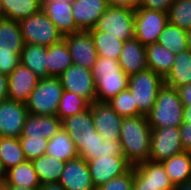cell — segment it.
<instances>
[{
	"instance_id": "6",
	"label": "cell",
	"mask_w": 191,
	"mask_h": 190,
	"mask_svg": "<svg viewBox=\"0 0 191 190\" xmlns=\"http://www.w3.org/2000/svg\"><path fill=\"white\" fill-rule=\"evenodd\" d=\"M19 24L24 43L48 47L63 39V35L42 9L25 19H21Z\"/></svg>"
},
{
	"instance_id": "56",
	"label": "cell",
	"mask_w": 191,
	"mask_h": 190,
	"mask_svg": "<svg viewBox=\"0 0 191 190\" xmlns=\"http://www.w3.org/2000/svg\"><path fill=\"white\" fill-rule=\"evenodd\" d=\"M0 190H9L6 185L0 186Z\"/></svg>"
},
{
	"instance_id": "32",
	"label": "cell",
	"mask_w": 191,
	"mask_h": 190,
	"mask_svg": "<svg viewBox=\"0 0 191 190\" xmlns=\"http://www.w3.org/2000/svg\"><path fill=\"white\" fill-rule=\"evenodd\" d=\"M37 173L40 184L58 182L64 169L65 162L47 154L31 161Z\"/></svg>"
},
{
	"instance_id": "43",
	"label": "cell",
	"mask_w": 191,
	"mask_h": 190,
	"mask_svg": "<svg viewBox=\"0 0 191 190\" xmlns=\"http://www.w3.org/2000/svg\"><path fill=\"white\" fill-rule=\"evenodd\" d=\"M174 0H139L137 8L158 10L168 13Z\"/></svg>"
},
{
	"instance_id": "4",
	"label": "cell",
	"mask_w": 191,
	"mask_h": 190,
	"mask_svg": "<svg viewBox=\"0 0 191 190\" xmlns=\"http://www.w3.org/2000/svg\"><path fill=\"white\" fill-rule=\"evenodd\" d=\"M59 77L40 79L26 103L29 114L56 115L63 94Z\"/></svg>"
},
{
	"instance_id": "39",
	"label": "cell",
	"mask_w": 191,
	"mask_h": 190,
	"mask_svg": "<svg viewBox=\"0 0 191 190\" xmlns=\"http://www.w3.org/2000/svg\"><path fill=\"white\" fill-rule=\"evenodd\" d=\"M167 14L169 23L186 31L191 29V0H174Z\"/></svg>"
},
{
	"instance_id": "35",
	"label": "cell",
	"mask_w": 191,
	"mask_h": 190,
	"mask_svg": "<svg viewBox=\"0 0 191 190\" xmlns=\"http://www.w3.org/2000/svg\"><path fill=\"white\" fill-rule=\"evenodd\" d=\"M5 18L20 21L42 9L41 0H1Z\"/></svg>"
},
{
	"instance_id": "30",
	"label": "cell",
	"mask_w": 191,
	"mask_h": 190,
	"mask_svg": "<svg viewBox=\"0 0 191 190\" xmlns=\"http://www.w3.org/2000/svg\"><path fill=\"white\" fill-rule=\"evenodd\" d=\"M5 185L40 188L41 184L31 161L26 160L6 171Z\"/></svg>"
},
{
	"instance_id": "48",
	"label": "cell",
	"mask_w": 191,
	"mask_h": 190,
	"mask_svg": "<svg viewBox=\"0 0 191 190\" xmlns=\"http://www.w3.org/2000/svg\"><path fill=\"white\" fill-rule=\"evenodd\" d=\"M8 98V78L0 73V101Z\"/></svg>"
},
{
	"instance_id": "12",
	"label": "cell",
	"mask_w": 191,
	"mask_h": 190,
	"mask_svg": "<svg viewBox=\"0 0 191 190\" xmlns=\"http://www.w3.org/2000/svg\"><path fill=\"white\" fill-rule=\"evenodd\" d=\"M28 115L25 103L8 98L0 101V137L19 138Z\"/></svg>"
},
{
	"instance_id": "29",
	"label": "cell",
	"mask_w": 191,
	"mask_h": 190,
	"mask_svg": "<svg viewBox=\"0 0 191 190\" xmlns=\"http://www.w3.org/2000/svg\"><path fill=\"white\" fill-rule=\"evenodd\" d=\"M46 154L64 162L79 156L75 142L63 128L48 141Z\"/></svg>"
},
{
	"instance_id": "40",
	"label": "cell",
	"mask_w": 191,
	"mask_h": 190,
	"mask_svg": "<svg viewBox=\"0 0 191 190\" xmlns=\"http://www.w3.org/2000/svg\"><path fill=\"white\" fill-rule=\"evenodd\" d=\"M24 155L27 160L32 161L41 155L46 154L48 139L42 137H19Z\"/></svg>"
},
{
	"instance_id": "33",
	"label": "cell",
	"mask_w": 191,
	"mask_h": 190,
	"mask_svg": "<svg viewBox=\"0 0 191 190\" xmlns=\"http://www.w3.org/2000/svg\"><path fill=\"white\" fill-rule=\"evenodd\" d=\"M26 160L19 138L0 137V162L6 171Z\"/></svg>"
},
{
	"instance_id": "52",
	"label": "cell",
	"mask_w": 191,
	"mask_h": 190,
	"mask_svg": "<svg viewBox=\"0 0 191 190\" xmlns=\"http://www.w3.org/2000/svg\"><path fill=\"white\" fill-rule=\"evenodd\" d=\"M6 181V170L3 168L2 163L0 162V186L5 185Z\"/></svg>"
},
{
	"instance_id": "28",
	"label": "cell",
	"mask_w": 191,
	"mask_h": 190,
	"mask_svg": "<svg viewBox=\"0 0 191 190\" xmlns=\"http://www.w3.org/2000/svg\"><path fill=\"white\" fill-rule=\"evenodd\" d=\"M133 171L143 180V185L174 186L161 162L147 160L133 166Z\"/></svg>"
},
{
	"instance_id": "10",
	"label": "cell",
	"mask_w": 191,
	"mask_h": 190,
	"mask_svg": "<svg viewBox=\"0 0 191 190\" xmlns=\"http://www.w3.org/2000/svg\"><path fill=\"white\" fill-rule=\"evenodd\" d=\"M59 78L64 90L79 95L90 104L96 101V87L92 70L72 64Z\"/></svg>"
},
{
	"instance_id": "47",
	"label": "cell",
	"mask_w": 191,
	"mask_h": 190,
	"mask_svg": "<svg viewBox=\"0 0 191 190\" xmlns=\"http://www.w3.org/2000/svg\"><path fill=\"white\" fill-rule=\"evenodd\" d=\"M139 0H107L108 6L136 9Z\"/></svg>"
},
{
	"instance_id": "26",
	"label": "cell",
	"mask_w": 191,
	"mask_h": 190,
	"mask_svg": "<svg viewBox=\"0 0 191 190\" xmlns=\"http://www.w3.org/2000/svg\"><path fill=\"white\" fill-rule=\"evenodd\" d=\"M72 64V57L64 39L47 47L46 66L49 77H59Z\"/></svg>"
},
{
	"instance_id": "54",
	"label": "cell",
	"mask_w": 191,
	"mask_h": 190,
	"mask_svg": "<svg viewBox=\"0 0 191 190\" xmlns=\"http://www.w3.org/2000/svg\"><path fill=\"white\" fill-rule=\"evenodd\" d=\"M187 49L191 52V29L187 31Z\"/></svg>"
},
{
	"instance_id": "9",
	"label": "cell",
	"mask_w": 191,
	"mask_h": 190,
	"mask_svg": "<svg viewBox=\"0 0 191 190\" xmlns=\"http://www.w3.org/2000/svg\"><path fill=\"white\" fill-rule=\"evenodd\" d=\"M184 152L180 127L154 128L151 131L150 159L162 162Z\"/></svg>"
},
{
	"instance_id": "57",
	"label": "cell",
	"mask_w": 191,
	"mask_h": 190,
	"mask_svg": "<svg viewBox=\"0 0 191 190\" xmlns=\"http://www.w3.org/2000/svg\"><path fill=\"white\" fill-rule=\"evenodd\" d=\"M49 1H57V0H41V2H49Z\"/></svg>"
},
{
	"instance_id": "23",
	"label": "cell",
	"mask_w": 191,
	"mask_h": 190,
	"mask_svg": "<svg viewBox=\"0 0 191 190\" xmlns=\"http://www.w3.org/2000/svg\"><path fill=\"white\" fill-rule=\"evenodd\" d=\"M175 54L164 48L159 43L146 46V61L148 69L156 72L164 79L171 72Z\"/></svg>"
},
{
	"instance_id": "17",
	"label": "cell",
	"mask_w": 191,
	"mask_h": 190,
	"mask_svg": "<svg viewBox=\"0 0 191 190\" xmlns=\"http://www.w3.org/2000/svg\"><path fill=\"white\" fill-rule=\"evenodd\" d=\"M8 99L27 103L40 78L21 63L7 76Z\"/></svg>"
},
{
	"instance_id": "41",
	"label": "cell",
	"mask_w": 191,
	"mask_h": 190,
	"mask_svg": "<svg viewBox=\"0 0 191 190\" xmlns=\"http://www.w3.org/2000/svg\"><path fill=\"white\" fill-rule=\"evenodd\" d=\"M134 182L133 166L125 173L117 176L96 190H132Z\"/></svg>"
},
{
	"instance_id": "34",
	"label": "cell",
	"mask_w": 191,
	"mask_h": 190,
	"mask_svg": "<svg viewBox=\"0 0 191 190\" xmlns=\"http://www.w3.org/2000/svg\"><path fill=\"white\" fill-rule=\"evenodd\" d=\"M91 34L98 56L118 60L123 48L124 41L116 36L109 35L108 32L99 30H88Z\"/></svg>"
},
{
	"instance_id": "45",
	"label": "cell",
	"mask_w": 191,
	"mask_h": 190,
	"mask_svg": "<svg viewBox=\"0 0 191 190\" xmlns=\"http://www.w3.org/2000/svg\"><path fill=\"white\" fill-rule=\"evenodd\" d=\"M175 186H152L143 185V180L134 173L132 190H173Z\"/></svg>"
},
{
	"instance_id": "27",
	"label": "cell",
	"mask_w": 191,
	"mask_h": 190,
	"mask_svg": "<svg viewBox=\"0 0 191 190\" xmlns=\"http://www.w3.org/2000/svg\"><path fill=\"white\" fill-rule=\"evenodd\" d=\"M161 163L174 186L191 180V152L184 151Z\"/></svg>"
},
{
	"instance_id": "38",
	"label": "cell",
	"mask_w": 191,
	"mask_h": 190,
	"mask_svg": "<svg viewBox=\"0 0 191 190\" xmlns=\"http://www.w3.org/2000/svg\"><path fill=\"white\" fill-rule=\"evenodd\" d=\"M121 117H133L142 115L130 90L121 91L107 102Z\"/></svg>"
},
{
	"instance_id": "49",
	"label": "cell",
	"mask_w": 191,
	"mask_h": 190,
	"mask_svg": "<svg viewBox=\"0 0 191 190\" xmlns=\"http://www.w3.org/2000/svg\"><path fill=\"white\" fill-rule=\"evenodd\" d=\"M39 190H66L59 182L42 184Z\"/></svg>"
},
{
	"instance_id": "1",
	"label": "cell",
	"mask_w": 191,
	"mask_h": 190,
	"mask_svg": "<svg viewBox=\"0 0 191 190\" xmlns=\"http://www.w3.org/2000/svg\"><path fill=\"white\" fill-rule=\"evenodd\" d=\"M151 131L145 115L123 118L119 140L123 154L132 166L150 159Z\"/></svg>"
},
{
	"instance_id": "42",
	"label": "cell",
	"mask_w": 191,
	"mask_h": 190,
	"mask_svg": "<svg viewBox=\"0 0 191 190\" xmlns=\"http://www.w3.org/2000/svg\"><path fill=\"white\" fill-rule=\"evenodd\" d=\"M20 64L17 52H0V73L9 75Z\"/></svg>"
},
{
	"instance_id": "50",
	"label": "cell",
	"mask_w": 191,
	"mask_h": 190,
	"mask_svg": "<svg viewBox=\"0 0 191 190\" xmlns=\"http://www.w3.org/2000/svg\"><path fill=\"white\" fill-rule=\"evenodd\" d=\"M183 123H191V102L190 105L184 106Z\"/></svg>"
},
{
	"instance_id": "16",
	"label": "cell",
	"mask_w": 191,
	"mask_h": 190,
	"mask_svg": "<svg viewBox=\"0 0 191 190\" xmlns=\"http://www.w3.org/2000/svg\"><path fill=\"white\" fill-rule=\"evenodd\" d=\"M58 182L66 190H96L87 161L80 156L65 162Z\"/></svg>"
},
{
	"instance_id": "55",
	"label": "cell",
	"mask_w": 191,
	"mask_h": 190,
	"mask_svg": "<svg viewBox=\"0 0 191 190\" xmlns=\"http://www.w3.org/2000/svg\"><path fill=\"white\" fill-rule=\"evenodd\" d=\"M5 18L4 12H3V6H2V2L0 0V19Z\"/></svg>"
},
{
	"instance_id": "22",
	"label": "cell",
	"mask_w": 191,
	"mask_h": 190,
	"mask_svg": "<svg viewBox=\"0 0 191 190\" xmlns=\"http://www.w3.org/2000/svg\"><path fill=\"white\" fill-rule=\"evenodd\" d=\"M20 63L33 71L40 79L47 78V46L25 43Z\"/></svg>"
},
{
	"instance_id": "46",
	"label": "cell",
	"mask_w": 191,
	"mask_h": 190,
	"mask_svg": "<svg viewBox=\"0 0 191 190\" xmlns=\"http://www.w3.org/2000/svg\"><path fill=\"white\" fill-rule=\"evenodd\" d=\"M184 106L190 105L191 102V83L184 84L176 88Z\"/></svg>"
},
{
	"instance_id": "7",
	"label": "cell",
	"mask_w": 191,
	"mask_h": 190,
	"mask_svg": "<svg viewBox=\"0 0 191 190\" xmlns=\"http://www.w3.org/2000/svg\"><path fill=\"white\" fill-rule=\"evenodd\" d=\"M134 18L135 9L108 6L95 27L90 30L108 32L109 35L126 41L134 38Z\"/></svg>"
},
{
	"instance_id": "2",
	"label": "cell",
	"mask_w": 191,
	"mask_h": 190,
	"mask_svg": "<svg viewBox=\"0 0 191 190\" xmlns=\"http://www.w3.org/2000/svg\"><path fill=\"white\" fill-rule=\"evenodd\" d=\"M96 87V101L108 102L118 93L128 88L129 75L118 60L98 56L92 68Z\"/></svg>"
},
{
	"instance_id": "11",
	"label": "cell",
	"mask_w": 191,
	"mask_h": 190,
	"mask_svg": "<svg viewBox=\"0 0 191 190\" xmlns=\"http://www.w3.org/2000/svg\"><path fill=\"white\" fill-rule=\"evenodd\" d=\"M90 176L97 189L109 180L125 174L132 165L125 156H104L87 161Z\"/></svg>"
},
{
	"instance_id": "8",
	"label": "cell",
	"mask_w": 191,
	"mask_h": 190,
	"mask_svg": "<svg viewBox=\"0 0 191 190\" xmlns=\"http://www.w3.org/2000/svg\"><path fill=\"white\" fill-rule=\"evenodd\" d=\"M168 23V14L158 10L136 8L134 18V37L143 45L156 43Z\"/></svg>"
},
{
	"instance_id": "24",
	"label": "cell",
	"mask_w": 191,
	"mask_h": 190,
	"mask_svg": "<svg viewBox=\"0 0 191 190\" xmlns=\"http://www.w3.org/2000/svg\"><path fill=\"white\" fill-rule=\"evenodd\" d=\"M62 128L68 132L71 139H88L96 131L90 108L62 120Z\"/></svg>"
},
{
	"instance_id": "44",
	"label": "cell",
	"mask_w": 191,
	"mask_h": 190,
	"mask_svg": "<svg viewBox=\"0 0 191 190\" xmlns=\"http://www.w3.org/2000/svg\"><path fill=\"white\" fill-rule=\"evenodd\" d=\"M180 137L184 151L191 152V123H182Z\"/></svg>"
},
{
	"instance_id": "3",
	"label": "cell",
	"mask_w": 191,
	"mask_h": 190,
	"mask_svg": "<svg viewBox=\"0 0 191 190\" xmlns=\"http://www.w3.org/2000/svg\"><path fill=\"white\" fill-rule=\"evenodd\" d=\"M183 111L184 105L177 89L164 84L146 117L152 129L180 127L183 123Z\"/></svg>"
},
{
	"instance_id": "14",
	"label": "cell",
	"mask_w": 191,
	"mask_h": 190,
	"mask_svg": "<svg viewBox=\"0 0 191 190\" xmlns=\"http://www.w3.org/2000/svg\"><path fill=\"white\" fill-rule=\"evenodd\" d=\"M73 64L92 70L98 57L93 38L89 31H79L63 37Z\"/></svg>"
},
{
	"instance_id": "5",
	"label": "cell",
	"mask_w": 191,
	"mask_h": 190,
	"mask_svg": "<svg viewBox=\"0 0 191 190\" xmlns=\"http://www.w3.org/2000/svg\"><path fill=\"white\" fill-rule=\"evenodd\" d=\"M164 84L165 79L150 69L129 76L128 89L142 115L146 116L150 112Z\"/></svg>"
},
{
	"instance_id": "37",
	"label": "cell",
	"mask_w": 191,
	"mask_h": 190,
	"mask_svg": "<svg viewBox=\"0 0 191 190\" xmlns=\"http://www.w3.org/2000/svg\"><path fill=\"white\" fill-rule=\"evenodd\" d=\"M90 105L91 104L86 99L75 93L64 90L56 115L63 120L67 117L84 112L90 108Z\"/></svg>"
},
{
	"instance_id": "21",
	"label": "cell",
	"mask_w": 191,
	"mask_h": 190,
	"mask_svg": "<svg viewBox=\"0 0 191 190\" xmlns=\"http://www.w3.org/2000/svg\"><path fill=\"white\" fill-rule=\"evenodd\" d=\"M62 128V120L57 115L29 114L21 136L42 137L50 140Z\"/></svg>"
},
{
	"instance_id": "15",
	"label": "cell",
	"mask_w": 191,
	"mask_h": 190,
	"mask_svg": "<svg viewBox=\"0 0 191 190\" xmlns=\"http://www.w3.org/2000/svg\"><path fill=\"white\" fill-rule=\"evenodd\" d=\"M78 155L86 161L104 156H124L120 140H104L95 131L88 139H73Z\"/></svg>"
},
{
	"instance_id": "18",
	"label": "cell",
	"mask_w": 191,
	"mask_h": 190,
	"mask_svg": "<svg viewBox=\"0 0 191 190\" xmlns=\"http://www.w3.org/2000/svg\"><path fill=\"white\" fill-rule=\"evenodd\" d=\"M42 10L64 36L81 31L72 15V0L41 2Z\"/></svg>"
},
{
	"instance_id": "19",
	"label": "cell",
	"mask_w": 191,
	"mask_h": 190,
	"mask_svg": "<svg viewBox=\"0 0 191 190\" xmlns=\"http://www.w3.org/2000/svg\"><path fill=\"white\" fill-rule=\"evenodd\" d=\"M107 0H72V15L77 27L88 31L107 10Z\"/></svg>"
},
{
	"instance_id": "20",
	"label": "cell",
	"mask_w": 191,
	"mask_h": 190,
	"mask_svg": "<svg viewBox=\"0 0 191 190\" xmlns=\"http://www.w3.org/2000/svg\"><path fill=\"white\" fill-rule=\"evenodd\" d=\"M118 62L129 76L148 69L146 46L135 37L124 41Z\"/></svg>"
},
{
	"instance_id": "31",
	"label": "cell",
	"mask_w": 191,
	"mask_h": 190,
	"mask_svg": "<svg viewBox=\"0 0 191 190\" xmlns=\"http://www.w3.org/2000/svg\"><path fill=\"white\" fill-rule=\"evenodd\" d=\"M191 83V52L186 49L175 55L171 72L165 78V85L177 88Z\"/></svg>"
},
{
	"instance_id": "51",
	"label": "cell",
	"mask_w": 191,
	"mask_h": 190,
	"mask_svg": "<svg viewBox=\"0 0 191 190\" xmlns=\"http://www.w3.org/2000/svg\"><path fill=\"white\" fill-rule=\"evenodd\" d=\"M173 190H191V180L175 185Z\"/></svg>"
},
{
	"instance_id": "53",
	"label": "cell",
	"mask_w": 191,
	"mask_h": 190,
	"mask_svg": "<svg viewBox=\"0 0 191 190\" xmlns=\"http://www.w3.org/2000/svg\"><path fill=\"white\" fill-rule=\"evenodd\" d=\"M9 190H39V188H25V187H17L14 185H6Z\"/></svg>"
},
{
	"instance_id": "25",
	"label": "cell",
	"mask_w": 191,
	"mask_h": 190,
	"mask_svg": "<svg viewBox=\"0 0 191 190\" xmlns=\"http://www.w3.org/2000/svg\"><path fill=\"white\" fill-rule=\"evenodd\" d=\"M24 44L19 21L0 19V52H17L21 55Z\"/></svg>"
},
{
	"instance_id": "13",
	"label": "cell",
	"mask_w": 191,
	"mask_h": 190,
	"mask_svg": "<svg viewBox=\"0 0 191 190\" xmlns=\"http://www.w3.org/2000/svg\"><path fill=\"white\" fill-rule=\"evenodd\" d=\"M93 125L104 140H119L123 117L107 103L95 101L90 105Z\"/></svg>"
},
{
	"instance_id": "36",
	"label": "cell",
	"mask_w": 191,
	"mask_h": 190,
	"mask_svg": "<svg viewBox=\"0 0 191 190\" xmlns=\"http://www.w3.org/2000/svg\"><path fill=\"white\" fill-rule=\"evenodd\" d=\"M157 43L176 55L187 49V31L168 22L161 31Z\"/></svg>"
}]
</instances>
